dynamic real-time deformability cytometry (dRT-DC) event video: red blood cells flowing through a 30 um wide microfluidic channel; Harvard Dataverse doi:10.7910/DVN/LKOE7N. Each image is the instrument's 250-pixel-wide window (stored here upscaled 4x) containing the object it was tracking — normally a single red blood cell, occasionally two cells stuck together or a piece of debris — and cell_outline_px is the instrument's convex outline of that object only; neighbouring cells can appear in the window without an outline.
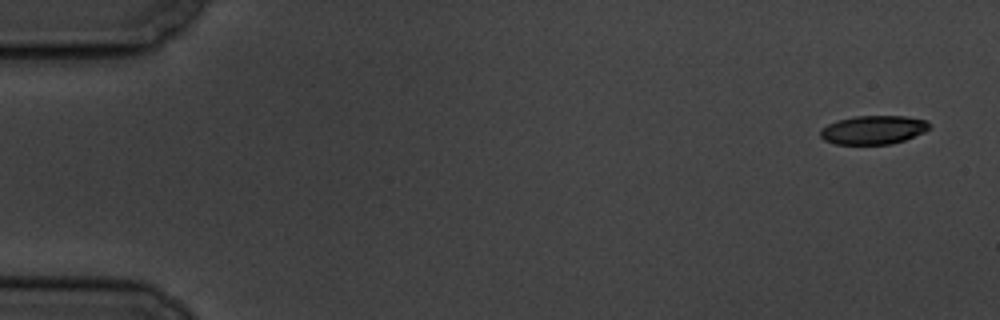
{"species": "common noctule bat (a hibernating species)", "species_latin": "Nyctalus noctula", "temperature_condition": "cold", "stored_images_in_passage": 9, "camera_frame_rate_fps": 3000, "um_per_image_px": 0.085, "animal": {"sex": "male", "body_mass_g": 19.5, "forearm_length_mm": 54.6}, "frame": {"image": 1, "passage_image": 1, "time_ms": 0.0, "image_size_px": [1000, 320], "cell_outline_px": [[932, 128], [924, 132], [904, 140], [892, 144], [836, 144], [824, 140], [820, 136], [820, 128], [836, 120], [856, 116], [904, 116], [928, 120]], "centroid_in_image_um": [74.24, 11.03], "position_along_channel_um": 10.8, "area_um2": 18.38}}
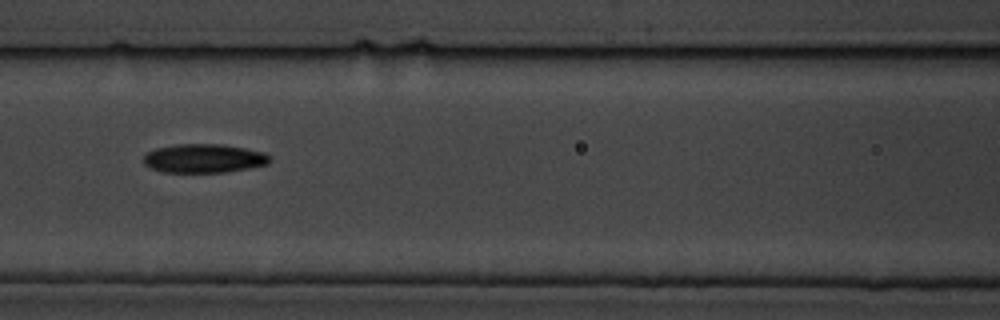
{"frame": {"image": 2, "passage_image": 7, "time_ms": 8.0, "image_size_px": [1000, 320], "cell_outline_px": [[272, 160], [268, 164], [248, 168], [224, 172], [164, 172], [152, 168], [144, 164], [144, 156], [148, 152], [156, 148], [176, 144], [220, 144], [244, 148], [264, 152]], "centroid_in_image_um": [17.34, 13.46], "position_along_channel_um": 149.3, "area_um2": 21.04}}
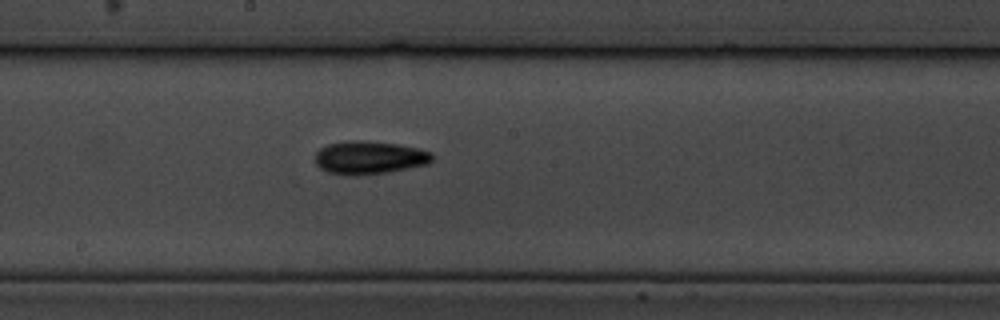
{"frame": {"image": 3, "passage_image": 9, "time_ms": 10.0, "image_size_px": [1000, 320], "cell_outline_px": [[432, 160], [428, 164], [388, 172], [356, 176], [344, 176], [328, 172], [320, 168], [316, 164], [316, 152], [320, 148], [328, 144], [348, 140], [364, 140], [400, 144], [420, 148], [432, 152]], "centroid_in_image_um": [31.39, 13.39], "position_along_channel_um": 216.8, "area_um2": 22.95}}